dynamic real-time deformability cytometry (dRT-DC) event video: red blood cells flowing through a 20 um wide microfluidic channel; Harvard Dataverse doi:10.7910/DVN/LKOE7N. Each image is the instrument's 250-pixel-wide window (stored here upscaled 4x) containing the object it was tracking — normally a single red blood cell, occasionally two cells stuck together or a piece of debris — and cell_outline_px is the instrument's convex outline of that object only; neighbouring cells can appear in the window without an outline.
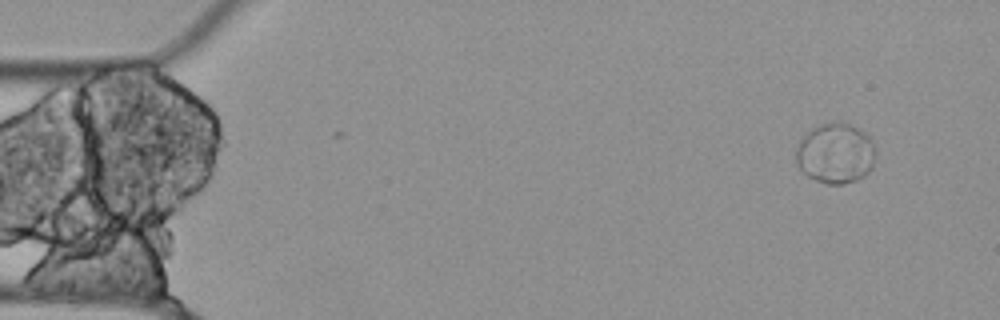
{"species": "Egyptian fruit bat (a non-hibernating species)", "species_latin": "Rousettus aegyptiacus", "temperature_condition": "cold", "stored_images_in_passage": 38, "camera_frame_rate_fps": 3000, "um_per_image_px": 0.085, "animal": {"sex": "female"}, "frame": {"image": 1, "passage_image": 1, "time_ms": 0.0, "image_size_px": [1000, 320], "cell_outline_px": [[876, 156], [872, 168], [864, 176], [856, 180], [844, 184], [828, 184], [816, 180], [808, 176], [796, 164], [796, 148], [800, 140], [812, 128], [836, 120], [840, 120], [864, 132], [872, 140], [876, 152]], "centroid_in_image_um": [71.03, 13.03], "position_along_channel_um": 14.0, "area_um2": 28.09}}
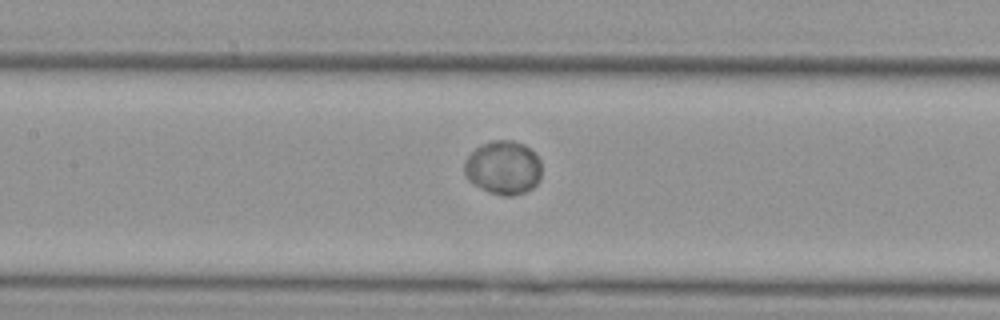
{"frame": {"image": 2, "passage_image": 22, "time_ms": 7.0, "image_size_px": [1000, 320], "cell_outline_px": [[540, 180], [532, 188], [524, 192], [512, 196], [504, 196], [488, 192], [468, 180], [464, 176], [464, 160], [480, 144], [492, 140], [512, 140], [524, 144], [540, 160]], "centroid_in_image_um": [42.75, 14.25], "position_along_channel_um": 164.7, "area_um2": 24.22}}
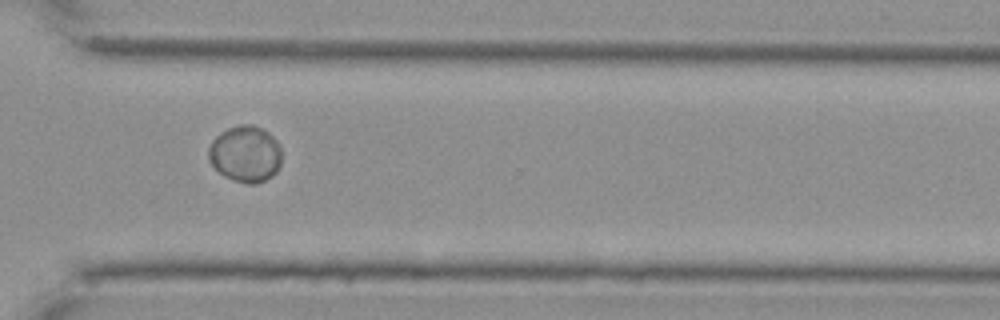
{"frame": {"image": 3, "passage_image": 38, "time_ms": 12.333, "image_size_px": [1000, 320], "cell_outline_px": [[280, 164], [276, 172], [272, 176], [256, 184], [248, 184], [232, 180], [224, 176], [208, 160], [208, 148], [212, 140], [220, 132], [228, 128], [240, 124], [252, 124], [268, 132], [280, 144]], "centroid_in_image_um": [20.84, 13.08], "position_along_channel_um": 349.8, "area_um2": 24.1}}